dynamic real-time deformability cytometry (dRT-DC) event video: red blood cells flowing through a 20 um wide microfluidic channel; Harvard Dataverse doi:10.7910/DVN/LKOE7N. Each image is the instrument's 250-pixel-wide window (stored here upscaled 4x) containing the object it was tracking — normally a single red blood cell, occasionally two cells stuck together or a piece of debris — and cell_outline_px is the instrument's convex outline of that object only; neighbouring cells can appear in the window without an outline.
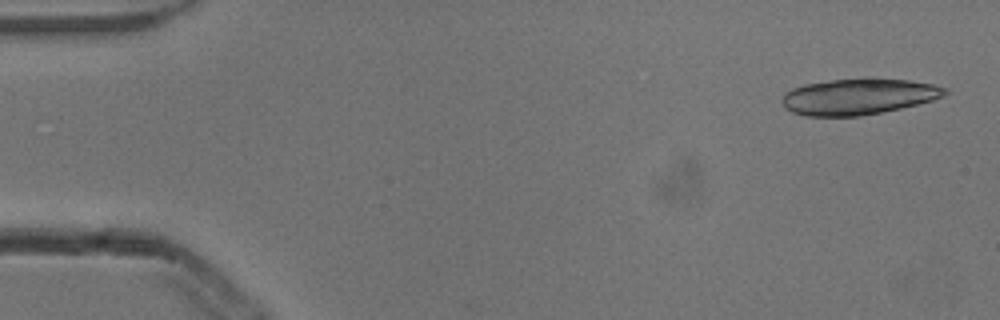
{"species": "common noctule bat (a hibernating species)", "species_latin": "Nyctalus noctula", "temperature_condition": "cold", "stored_images_in_passage": 5, "camera_frame_rate_fps": 3000, "um_per_image_px": 0.085, "animal": {"sex": "male", "body_mass_g": 13.3}, "frame": {"image": 1, "passage_image": 1, "time_ms": 0.0, "image_size_px": [1000, 320], "cell_outline_px": [[948, 92], [944, 96], [932, 100], [900, 108], [860, 116], [804, 116], [792, 112], [784, 108], [780, 100], [784, 92], [792, 88], [804, 84], [832, 80], [864, 76], [868, 76], [908, 80], [932, 84], [948, 88]], "centroid_in_image_um": [72.93, 8.18], "position_along_channel_um": 12.1, "area_um2": 34.85}}